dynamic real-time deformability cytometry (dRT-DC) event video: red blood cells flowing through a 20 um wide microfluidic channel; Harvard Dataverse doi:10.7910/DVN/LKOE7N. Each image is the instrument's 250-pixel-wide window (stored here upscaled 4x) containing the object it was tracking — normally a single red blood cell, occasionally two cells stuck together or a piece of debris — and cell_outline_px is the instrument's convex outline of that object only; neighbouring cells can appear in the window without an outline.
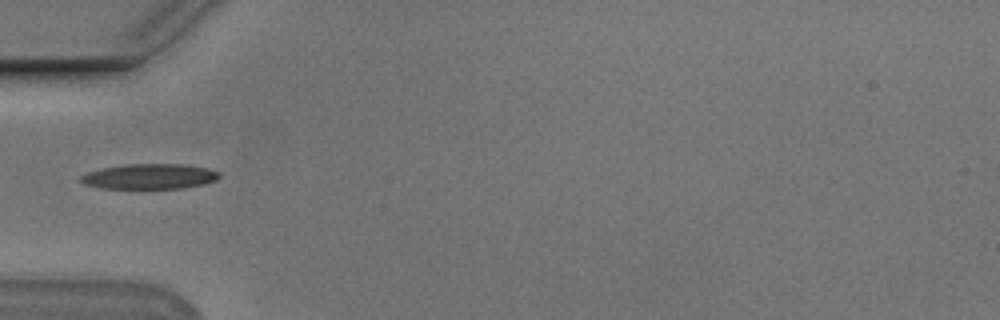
{"species": "Egyptian fruit bat (a non-hibernating species)", "species_latin": "Rousettus aegyptiacus", "temperature_condition": "cold", "stored_images_in_passage": 37, "camera_frame_rate_fps": 3000, "um_per_image_px": 0.085, "animal": {"sex": "male"}, "frame": {"image": 1, "passage_image": 1, "time_ms": 0.0, "image_size_px": [1000, 320], "cell_outline_px": [[220, 176], [216, 180], [204, 184], [180, 188], [100, 188], [84, 184], [80, 180], [80, 176], [88, 172], [100, 168], [124, 164], [184, 164], [208, 168], [220, 172]], "centroid_in_image_um": [12.71, 14.99], "position_along_channel_um": 72.3, "area_um2": 20.4}}
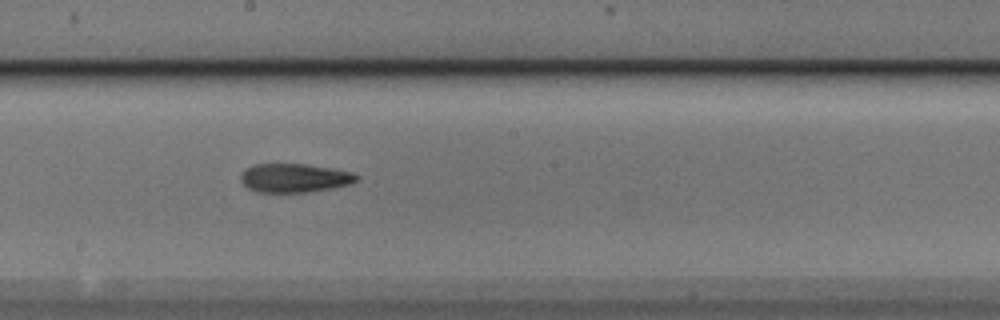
{"frame": {"image": 2, "passage_image": 13, "time_ms": 4.0, "image_size_px": [1000, 320], "cell_outline_px": [[360, 176], [352, 184], [332, 188], [308, 192], [256, 192], [248, 188], [240, 180], [240, 176], [248, 168], [256, 164], [304, 164], [352, 172]], "centroid_in_image_um": [25.04, 15.14], "position_along_channel_um": 223.2, "area_um2": 19.25}}
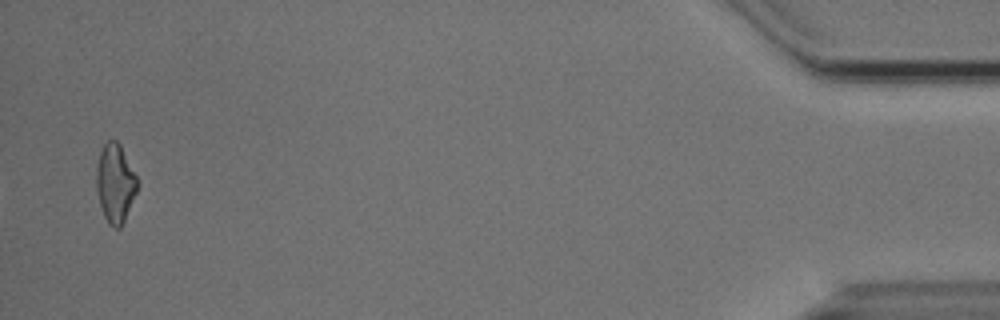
{"frame": {"image": 3, "passage_image": 36, "time_ms": 11.667, "image_size_px": [1000, 320], "cell_outline_px": [[140, 184], [124, 220], [120, 228], [112, 228], [108, 224], [104, 216], [100, 204], [96, 188], [96, 168], [100, 152], [104, 144], [108, 140], [116, 140], [120, 144], [140, 180]], "centroid_in_image_um": [9.81, 15.57], "position_along_channel_um": 425.4, "area_um2": 19.02}, "authors_computed_cell_mechanics": {"area_um2": 19.074, "velocity_mm_per_s": 3.7684, "shape_relaxation_time_tau1_ms": null, "shape_relaxation_time_tau2_ms": 4.1268, "deformation_change_tau1": null, "deformation_change_tau2": 0.1208}}